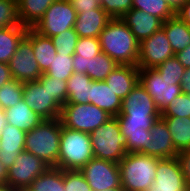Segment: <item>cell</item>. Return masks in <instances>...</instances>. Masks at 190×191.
<instances>
[{
  "mask_svg": "<svg viewBox=\"0 0 190 191\" xmlns=\"http://www.w3.org/2000/svg\"><path fill=\"white\" fill-rule=\"evenodd\" d=\"M116 117L121 133L127 137V153L147 155L151 142L150 129L161 117V112L140 82L122 99L120 114Z\"/></svg>",
  "mask_w": 190,
  "mask_h": 191,
  "instance_id": "obj_1",
  "label": "cell"
},
{
  "mask_svg": "<svg viewBox=\"0 0 190 191\" xmlns=\"http://www.w3.org/2000/svg\"><path fill=\"white\" fill-rule=\"evenodd\" d=\"M61 130L59 118L43 120L26 132L24 150L39 157L50 167H57Z\"/></svg>",
  "mask_w": 190,
  "mask_h": 191,
  "instance_id": "obj_3",
  "label": "cell"
},
{
  "mask_svg": "<svg viewBox=\"0 0 190 191\" xmlns=\"http://www.w3.org/2000/svg\"><path fill=\"white\" fill-rule=\"evenodd\" d=\"M121 19L139 42L159 31L163 23L158 17L133 8Z\"/></svg>",
  "mask_w": 190,
  "mask_h": 191,
  "instance_id": "obj_18",
  "label": "cell"
},
{
  "mask_svg": "<svg viewBox=\"0 0 190 191\" xmlns=\"http://www.w3.org/2000/svg\"><path fill=\"white\" fill-rule=\"evenodd\" d=\"M91 82L87 74L74 72L67 79L66 103H90Z\"/></svg>",
  "mask_w": 190,
  "mask_h": 191,
  "instance_id": "obj_27",
  "label": "cell"
},
{
  "mask_svg": "<svg viewBox=\"0 0 190 191\" xmlns=\"http://www.w3.org/2000/svg\"><path fill=\"white\" fill-rule=\"evenodd\" d=\"M104 191H125L123 188H110Z\"/></svg>",
  "mask_w": 190,
  "mask_h": 191,
  "instance_id": "obj_53",
  "label": "cell"
},
{
  "mask_svg": "<svg viewBox=\"0 0 190 191\" xmlns=\"http://www.w3.org/2000/svg\"><path fill=\"white\" fill-rule=\"evenodd\" d=\"M55 0H17L21 25L33 28Z\"/></svg>",
  "mask_w": 190,
  "mask_h": 191,
  "instance_id": "obj_25",
  "label": "cell"
},
{
  "mask_svg": "<svg viewBox=\"0 0 190 191\" xmlns=\"http://www.w3.org/2000/svg\"><path fill=\"white\" fill-rule=\"evenodd\" d=\"M175 57L184 66V68H190V45L184 50L175 53Z\"/></svg>",
  "mask_w": 190,
  "mask_h": 191,
  "instance_id": "obj_46",
  "label": "cell"
},
{
  "mask_svg": "<svg viewBox=\"0 0 190 191\" xmlns=\"http://www.w3.org/2000/svg\"><path fill=\"white\" fill-rule=\"evenodd\" d=\"M26 35L32 40L34 56L41 72L45 73L57 54L51 38L39 34L33 28H28Z\"/></svg>",
  "mask_w": 190,
  "mask_h": 191,
  "instance_id": "obj_23",
  "label": "cell"
},
{
  "mask_svg": "<svg viewBox=\"0 0 190 191\" xmlns=\"http://www.w3.org/2000/svg\"><path fill=\"white\" fill-rule=\"evenodd\" d=\"M161 29L165 32L174 53L190 45V27L177 15L164 21Z\"/></svg>",
  "mask_w": 190,
  "mask_h": 191,
  "instance_id": "obj_24",
  "label": "cell"
},
{
  "mask_svg": "<svg viewBox=\"0 0 190 191\" xmlns=\"http://www.w3.org/2000/svg\"><path fill=\"white\" fill-rule=\"evenodd\" d=\"M90 135L94 158L119 163L127 154V137L121 133L117 117L109 118Z\"/></svg>",
  "mask_w": 190,
  "mask_h": 191,
  "instance_id": "obj_6",
  "label": "cell"
},
{
  "mask_svg": "<svg viewBox=\"0 0 190 191\" xmlns=\"http://www.w3.org/2000/svg\"><path fill=\"white\" fill-rule=\"evenodd\" d=\"M132 8L158 17L162 22L176 15L164 0H132Z\"/></svg>",
  "mask_w": 190,
  "mask_h": 191,
  "instance_id": "obj_31",
  "label": "cell"
},
{
  "mask_svg": "<svg viewBox=\"0 0 190 191\" xmlns=\"http://www.w3.org/2000/svg\"><path fill=\"white\" fill-rule=\"evenodd\" d=\"M92 158L91 135L68 129L62 125L57 168L62 170H80Z\"/></svg>",
  "mask_w": 190,
  "mask_h": 191,
  "instance_id": "obj_5",
  "label": "cell"
},
{
  "mask_svg": "<svg viewBox=\"0 0 190 191\" xmlns=\"http://www.w3.org/2000/svg\"><path fill=\"white\" fill-rule=\"evenodd\" d=\"M26 132L16 126L7 124L0 135V161L6 169L16 161L24 151Z\"/></svg>",
  "mask_w": 190,
  "mask_h": 191,
  "instance_id": "obj_16",
  "label": "cell"
},
{
  "mask_svg": "<svg viewBox=\"0 0 190 191\" xmlns=\"http://www.w3.org/2000/svg\"><path fill=\"white\" fill-rule=\"evenodd\" d=\"M50 38L56 48L57 54H65L66 56L74 55L77 40L79 38L74 28L68 29Z\"/></svg>",
  "mask_w": 190,
  "mask_h": 191,
  "instance_id": "obj_34",
  "label": "cell"
},
{
  "mask_svg": "<svg viewBox=\"0 0 190 191\" xmlns=\"http://www.w3.org/2000/svg\"><path fill=\"white\" fill-rule=\"evenodd\" d=\"M63 183L65 191H92L79 170H63Z\"/></svg>",
  "mask_w": 190,
  "mask_h": 191,
  "instance_id": "obj_39",
  "label": "cell"
},
{
  "mask_svg": "<svg viewBox=\"0 0 190 191\" xmlns=\"http://www.w3.org/2000/svg\"><path fill=\"white\" fill-rule=\"evenodd\" d=\"M4 111L6 114L7 124L16 126L18 129L25 132L31 131L44 120L36 114L23 99Z\"/></svg>",
  "mask_w": 190,
  "mask_h": 191,
  "instance_id": "obj_22",
  "label": "cell"
},
{
  "mask_svg": "<svg viewBox=\"0 0 190 191\" xmlns=\"http://www.w3.org/2000/svg\"><path fill=\"white\" fill-rule=\"evenodd\" d=\"M167 4L177 12L178 9L186 2V0H164Z\"/></svg>",
  "mask_w": 190,
  "mask_h": 191,
  "instance_id": "obj_49",
  "label": "cell"
},
{
  "mask_svg": "<svg viewBox=\"0 0 190 191\" xmlns=\"http://www.w3.org/2000/svg\"><path fill=\"white\" fill-rule=\"evenodd\" d=\"M38 80L42 84H48L51 98L62 108L67 101V80H59L44 73Z\"/></svg>",
  "mask_w": 190,
  "mask_h": 191,
  "instance_id": "obj_36",
  "label": "cell"
},
{
  "mask_svg": "<svg viewBox=\"0 0 190 191\" xmlns=\"http://www.w3.org/2000/svg\"><path fill=\"white\" fill-rule=\"evenodd\" d=\"M167 124L175 149L190 150V117H161Z\"/></svg>",
  "mask_w": 190,
  "mask_h": 191,
  "instance_id": "obj_28",
  "label": "cell"
},
{
  "mask_svg": "<svg viewBox=\"0 0 190 191\" xmlns=\"http://www.w3.org/2000/svg\"><path fill=\"white\" fill-rule=\"evenodd\" d=\"M0 191H15V189L11 188L7 183L0 185Z\"/></svg>",
  "mask_w": 190,
  "mask_h": 191,
  "instance_id": "obj_52",
  "label": "cell"
},
{
  "mask_svg": "<svg viewBox=\"0 0 190 191\" xmlns=\"http://www.w3.org/2000/svg\"><path fill=\"white\" fill-rule=\"evenodd\" d=\"M28 27L9 26L0 28V62L8 64L15 54L19 42L26 35Z\"/></svg>",
  "mask_w": 190,
  "mask_h": 191,
  "instance_id": "obj_26",
  "label": "cell"
},
{
  "mask_svg": "<svg viewBox=\"0 0 190 191\" xmlns=\"http://www.w3.org/2000/svg\"><path fill=\"white\" fill-rule=\"evenodd\" d=\"M77 13L71 1L55 0L33 27L39 34L52 37L74 28Z\"/></svg>",
  "mask_w": 190,
  "mask_h": 191,
  "instance_id": "obj_8",
  "label": "cell"
},
{
  "mask_svg": "<svg viewBox=\"0 0 190 191\" xmlns=\"http://www.w3.org/2000/svg\"><path fill=\"white\" fill-rule=\"evenodd\" d=\"M13 79L9 64L0 62V87Z\"/></svg>",
  "mask_w": 190,
  "mask_h": 191,
  "instance_id": "obj_47",
  "label": "cell"
},
{
  "mask_svg": "<svg viewBox=\"0 0 190 191\" xmlns=\"http://www.w3.org/2000/svg\"><path fill=\"white\" fill-rule=\"evenodd\" d=\"M108 86L124 99L139 83V68L132 65H118L105 79Z\"/></svg>",
  "mask_w": 190,
  "mask_h": 191,
  "instance_id": "obj_20",
  "label": "cell"
},
{
  "mask_svg": "<svg viewBox=\"0 0 190 191\" xmlns=\"http://www.w3.org/2000/svg\"><path fill=\"white\" fill-rule=\"evenodd\" d=\"M118 66V64L104 52L99 53L89 63L86 74L92 81H103Z\"/></svg>",
  "mask_w": 190,
  "mask_h": 191,
  "instance_id": "obj_30",
  "label": "cell"
},
{
  "mask_svg": "<svg viewBox=\"0 0 190 191\" xmlns=\"http://www.w3.org/2000/svg\"><path fill=\"white\" fill-rule=\"evenodd\" d=\"M15 191H30L28 188H20V189H15Z\"/></svg>",
  "mask_w": 190,
  "mask_h": 191,
  "instance_id": "obj_54",
  "label": "cell"
},
{
  "mask_svg": "<svg viewBox=\"0 0 190 191\" xmlns=\"http://www.w3.org/2000/svg\"><path fill=\"white\" fill-rule=\"evenodd\" d=\"M101 53V45L99 38L90 37L84 38L79 37L77 40L75 53L78 58H95L96 55Z\"/></svg>",
  "mask_w": 190,
  "mask_h": 191,
  "instance_id": "obj_40",
  "label": "cell"
},
{
  "mask_svg": "<svg viewBox=\"0 0 190 191\" xmlns=\"http://www.w3.org/2000/svg\"><path fill=\"white\" fill-rule=\"evenodd\" d=\"M161 117H190V95L181 93L161 112Z\"/></svg>",
  "mask_w": 190,
  "mask_h": 191,
  "instance_id": "obj_35",
  "label": "cell"
},
{
  "mask_svg": "<svg viewBox=\"0 0 190 191\" xmlns=\"http://www.w3.org/2000/svg\"><path fill=\"white\" fill-rule=\"evenodd\" d=\"M177 159L183 172L187 187L190 190V150L178 152Z\"/></svg>",
  "mask_w": 190,
  "mask_h": 191,
  "instance_id": "obj_42",
  "label": "cell"
},
{
  "mask_svg": "<svg viewBox=\"0 0 190 191\" xmlns=\"http://www.w3.org/2000/svg\"><path fill=\"white\" fill-rule=\"evenodd\" d=\"M23 99V82L16 79L0 87V108L5 110Z\"/></svg>",
  "mask_w": 190,
  "mask_h": 191,
  "instance_id": "obj_32",
  "label": "cell"
},
{
  "mask_svg": "<svg viewBox=\"0 0 190 191\" xmlns=\"http://www.w3.org/2000/svg\"><path fill=\"white\" fill-rule=\"evenodd\" d=\"M30 191H65L63 170L49 167L29 185Z\"/></svg>",
  "mask_w": 190,
  "mask_h": 191,
  "instance_id": "obj_29",
  "label": "cell"
},
{
  "mask_svg": "<svg viewBox=\"0 0 190 191\" xmlns=\"http://www.w3.org/2000/svg\"><path fill=\"white\" fill-rule=\"evenodd\" d=\"M151 142L147 147V155L158 158H174L177 157L178 151L173 144L168 126L160 117L150 129Z\"/></svg>",
  "mask_w": 190,
  "mask_h": 191,
  "instance_id": "obj_17",
  "label": "cell"
},
{
  "mask_svg": "<svg viewBox=\"0 0 190 191\" xmlns=\"http://www.w3.org/2000/svg\"><path fill=\"white\" fill-rule=\"evenodd\" d=\"M7 125L6 114L3 109L0 108V135L2 133L3 128Z\"/></svg>",
  "mask_w": 190,
  "mask_h": 191,
  "instance_id": "obj_51",
  "label": "cell"
},
{
  "mask_svg": "<svg viewBox=\"0 0 190 191\" xmlns=\"http://www.w3.org/2000/svg\"><path fill=\"white\" fill-rule=\"evenodd\" d=\"M23 100L44 120L60 117L61 107L51 98L48 84L39 80L23 82Z\"/></svg>",
  "mask_w": 190,
  "mask_h": 191,
  "instance_id": "obj_12",
  "label": "cell"
},
{
  "mask_svg": "<svg viewBox=\"0 0 190 191\" xmlns=\"http://www.w3.org/2000/svg\"><path fill=\"white\" fill-rule=\"evenodd\" d=\"M7 183V169L4 167L3 163L0 161V185Z\"/></svg>",
  "mask_w": 190,
  "mask_h": 191,
  "instance_id": "obj_50",
  "label": "cell"
},
{
  "mask_svg": "<svg viewBox=\"0 0 190 191\" xmlns=\"http://www.w3.org/2000/svg\"><path fill=\"white\" fill-rule=\"evenodd\" d=\"M175 56L165 32L160 29L139 45L138 68H156L168 58Z\"/></svg>",
  "mask_w": 190,
  "mask_h": 191,
  "instance_id": "obj_14",
  "label": "cell"
},
{
  "mask_svg": "<svg viewBox=\"0 0 190 191\" xmlns=\"http://www.w3.org/2000/svg\"><path fill=\"white\" fill-rule=\"evenodd\" d=\"M91 58H78V55H73V71L78 73H85L89 69Z\"/></svg>",
  "mask_w": 190,
  "mask_h": 191,
  "instance_id": "obj_44",
  "label": "cell"
},
{
  "mask_svg": "<svg viewBox=\"0 0 190 191\" xmlns=\"http://www.w3.org/2000/svg\"><path fill=\"white\" fill-rule=\"evenodd\" d=\"M73 73V56L56 54L49 69L44 74L59 80H67Z\"/></svg>",
  "mask_w": 190,
  "mask_h": 191,
  "instance_id": "obj_33",
  "label": "cell"
},
{
  "mask_svg": "<svg viewBox=\"0 0 190 191\" xmlns=\"http://www.w3.org/2000/svg\"><path fill=\"white\" fill-rule=\"evenodd\" d=\"M122 99L103 81H92L90 103L106 111L112 117L120 114Z\"/></svg>",
  "mask_w": 190,
  "mask_h": 191,
  "instance_id": "obj_21",
  "label": "cell"
},
{
  "mask_svg": "<svg viewBox=\"0 0 190 191\" xmlns=\"http://www.w3.org/2000/svg\"><path fill=\"white\" fill-rule=\"evenodd\" d=\"M71 3L77 14L101 7L98 0H72Z\"/></svg>",
  "mask_w": 190,
  "mask_h": 191,
  "instance_id": "obj_43",
  "label": "cell"
},
{
  "mask_svg": "<svg viewBox=\"0 0 190 191\" xmlns=\"http://www.w3.org/2000/svg\"><path fill=\"white\" fill-rule=\"evenodd\" d=\"M98 38L101 52L118 65L137 66L140 42L121 18H111Z\"/></svg>",
  "mask_w": 190,
  "mask_h": 191,
  "instance_id": "obj_2",
  "label": "cell"
},
{
  "mask_svg": "<svg viewBox=\"0 0 190 191\" xmlns=\"http://www.w3.org/2000/svg\"><path fill=\"white\" fill-rule=\"evenodd\" d=\"M79 171L84 175L92 191L122 188L118 163L92 158Z\"/></svg>",
  "mask_w": 190,
  "mask_h": 191,
  "instance_id": "obj_11",
  "label": "cell"
},
{
  "mask_svg": "<svg viewBox=\"0 0 190 191\" xmlns=\"http://www.w3.org/2000/svg\"><path fill=\"white\" fill-rule=\"evenodd\" d=\"M8 64L13 79L21 82L37 81L43 74L34 56L32 40L27 35L19 42Z\"/></svg>",
  "mask_w": 190,
  "mask_h": 191,
  "instance_id": "obj_13",
  "label": "cell"
},
{
  "mask_svg": "<svg viewBox=\"0 0 190 191\" xmlns=\"http://www.w3.org/2000/svg\"><path fill=\"white\" fill-rule=\"evenodd\" d=\"M147 191H190L177 157L158 160L153 185Z\"/></svg>",
  "mask_w": 190,
  "mask_h": 191,
  "instance_id": "obj_15",
  "label": "cell"
},
{
  "mask_svg": "<svg viewBox=\"0 0 190 191\" xmlns=\"http://www.w3.org/2000/svg\"><path fill=\"white\" fill-rule=\"evenodd\" d=\"M155 69L160 73L161 78L167 81H177L179 84H181V79L185 72L184 66L175 56L168 58Z\"/></svg>",
  "mask_w": 190,
  "mask_h": 191,
  "instance_id": "obj_37",
  "label": "cell"
},
{
  "mask_svg": "<svg viewBox=\"0 0 190 191\" xmlns=\"http://www.w3.org/2000/svg\"><path fill=\"white\" fill-rule=\"evenodd\" d=\"M111 18H122L132 9V0H98Z\"/></svg>",
  "mask_w": 190,
  "mask_h": 191,
  "instance_id": "obj_41",
  "label": "cell"
},
{
  "mask_svg": "<svg viewBox=\"0 0 190 191\" xmlns=\"http://www.w3.org/2000/svg\"><path fill=\"white\" fill-rule=\"evenodd\" d=\"M112 116L91 103H66L61 108V124L71 130L91 133Z\"/></svg>",
  "mask_w": 190,
  "mask_h": 191,
  "instance_id": "obj_7",
  "label": "cell"
},
{
  "mask_svg": "<svg viewBox=\"0 0 190 191\" xmlns=\"http://www.w3.org/2000/svg\"><path fill=\"white\" fill-rule=\"evenodd\" d=\"M49 167L39 157L24 150L7 169V184L13 189L28 188Z\"/></svg>",
  "mask_w": 190,
  "mask_h": 191,
  "instance_id": "obj_10",
  "label": "cell"
},
{
  "mask_svg": "<svg viewBox=\"0 0 190 191\" xmlns=\"http://www.w3.org/2000/svg\"><path fill=\"white\" fill-rule=\"evenodd\" d=\"M20 25L17 0H0V28Z\"/></svg>",
  "mask_w": 190,
  "mask_h": 191,
  "instance_id": "obj_38",
  "label": "cell"
},
{
  "mask_svg": "<svg viewBox=\"0 0 190 191\" xmlns=\"http://www.w3.org/2000/svg\"><path fill=\"white\" fill-rule=\"evenodd\" d=\"M139 82L153 98L157 109L162 112L171 100L182 93L177 81H167L161 78L155 68L139 69Z\"/></svg>",
  "mask_w": 190,
  "mask_h": 191,
  "instance_id": "obj_9",
  "label": "cell"
},
{
  "mask_svg": "<svg viewBox=\"0 0 190 191\" xmlns=\"http://www.w3.org/2000/svg\"><path fill=\"white\" fill-rule=\"evenodd\" d=\"M159 159L142 153H127L118 163L122 188L147 191L153 185Z\"/></svg>",
  "mask_w": 190,
  "mask_h": 191,
  "instance_id": "obj_4",
  "label": "cell"
},
{
  "mask_svg": "<svg viewBox=\"0 0 190 191\" xmlns=\"http://www.w3.org/2000/svg\"><path fill=\"white\" fill-rule=\"evenodd\" d=\"M110 19L111 17L102 9V7L88 10L77 14L74 29L78 34V37L98 38Z\"/></svg>",
  "mask_w": 190,
  "mask_h": 191,
  "instance_id": "obj_19",
  "label": "cell"
},
{
  "mask_svg": "<svg viewBox=\"0 0 190 191\" xmlns=\"http://www.w3.org/2000/svg\"><path fill=\"white\" fill-rule=\"evenodd\" d=\"M182 93L190 94V68H186L181 79Z\"/></svg>",
  "mask_w": 190,
  "mask_h": 191,
  "instance_id": "obj_48",
  "label": "cell"
},
{
  "mask_svg": "<svg viewBox=\"0 0 190 191\" xmlns=\"http://www.w3.org/2000/svg\"><path fill=\"white\" fill-rule=\"evenodd\" d=\"M176 15L190 27V0H186L178 9Z\"/></svg>",
  "mask_w": 190,
  "mask_h": 191,
  "instance_id": "obj_45",
  "label": "cell"
}]
</instances>
